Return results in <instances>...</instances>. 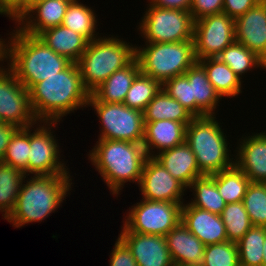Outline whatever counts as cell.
Here are the masks:
<instances>
[{
    "label": "cell",
    "instance_id": "obj_34",
    "mask_svg": "<svg viewBox=\"0 0 266 266\" xmlns=\"http://www.w3.org/2000/svg\"><path fill=\"white\" fill-rule=\"evenodd\" d=\"M161 89L162 84L159 81L140 72L135 77L123 103L132 109L144 112L148 103Z\"/></svg>",
    "mask_w": 266,
    "mask_h": 266
},
{
    "label": "cell",
    "instance_id": "obj_47",
    "mask_svg": "<svg viewBox=\"0 0 266 266\" xmlns=\"http://www.w3.org/2000/svg\"><path fill=\"white\" fill-rule=\"evenodd\" d=\"M263 266H266V238L263 245Z\"/></svg>",
    "mask_w": 266,
    "mask_h": 266
},
{
    "label": "cell",
    "instance_id": "obj_16",
    "mask_svg": "<svg viewBox=\"0 0 266 266\" xmlns=\"http://www.w3.org/2000/svg\"><path fill=\"white\" fill-rule=\"evenodd\" d=\"M119 237L131 250L137 266H175L165 236L121 232Z\"/></svg>",
    "mask_w": 266,
    "mask_h": 266
},
{
    "label": "cell",
    "instance_id": "obj_30",
    "mask_svg": "<svg viewBox=\"0 0 266 266\" xmlns=\"http://www.w3.org/2000/svg\"><path fill=\"white\" fill-rule=\"evenodd\" d=\"M214 182L226 204L243 201L247 187L251 183L235 164L214 174Z\"/></svg>",
    "mask_w": 266,
    "mask_h": 266
},
{
    "label": "cell",
    "instance_id": "obj_46",
    "mask_svg": "<svg viewBox=\"0 0 266 266\" xmlns=\"http://www.w3.org/2000/svg\"><path fill=\"white\" fill-rule=\"evenodd\" d=\"M7 39H1L0 38V64L4 61H8V44H9V41ZM2 61V62H1ZM1 67H4L2 64L0 66Z\"/></svg>",
    "mask_w": 266,
    "mask_h": 266
},
{
    "label": "cell",
    "instance_id": "obj_29",
    "mask_svg": "<svg viewBox=\"0 0 266 266\" xmlns=\"http://www.w3.org/2000/svg\"><path fill=\"white\" fill-rule=\"evenodd\" d=\"M188 188L193 190L194 194V200L191 198L192 200L189 202L192 206L221 215L226 202L217 190L214 174L194 179Z\"/></svg>",
    "mask_w": 266,
    "mask_h": 266
},
{
    "label": "cell",
    "instance_id": "obj_38",
    "mask_svg": "<svg viewBox=\"0 0 266 266\" xmlns=\"http://www.w3.org/2000/svg\"><path fill=\"white\" fill-rule=\"evenodd\" d=\"M202 266H240L237 243L225 241L205 246Z\"/></svg>",
    "mask_w": 266,
    "mask_h": 266
},
{
    "label": "cell",
    "instance_id": "obj_45",
    "mask_svg": "<svg viewBox=\"0 0 266 266\" xmlns=\"http://www.w3.org/2000/svg\"><path fill=\"white\" fill-rule=\"evenodd\" d=\"M19 128L13 124L2 123L0 124V162L4 157L8 143L11 137Z\"/></svg>",
    "mask_w": 266,
    "mask_h": 266
},
{
    "label": "cell",
    "instance_id": "obj_40",
    "mask_svg": "<svg viewBox=\"0 0 266 266\" xmlns=\"http://www.w3.org/2000/svg\"><path fill=\"white\" fill-rule=\"evenodd\" d=\"M223 1L224 0H192L190 13L194 21L208 15L222 13Z\"/></svg>",
    "mask_w": 266,
    "mask_h": 266
},
{
    "label": "cell",
    "instance_id": "obj_39",
    "mask_svg": "<svg viewBox=\"0 0 266 266\" xmlns=\"http://www.w3.org/2000/svg\"><path fill=\"white\" fill-rule=\"evenodd\" d=\"M162 89L195 117V100H191V83L185 74L165 81Z\"/></svg>",
    "mask_w": 266,
    "mask_h": 266
},
{
    "label": "cell",
    "instance_id": "obj_22",
    "mask_svg": "<svg viewBox=\"0 0 266 266\" xmlns=\"http://www.w3.org/2000/svg\"><path fill=\"white\" fill-rule=\"evenodd\" d=\"M140 72L139 61L135 58L93 90L90 93L89 102L123 103L135 77Z\"/></svg>",
    "mask_w": 266,
    "mask_h": 266
},
{
    "label": "cell",
    "instance_id": "obj_33",
    "mask_svg": "<svg viewBox=\"0 0 266 266\" xmlns=\"http://www.w3.org/2000/svg\"><path fill=\"white\" fill-rule=\"evenodd\" d=\"M266 227L252 226L237 242L240 266H263Z\"/></svg>",
    "mask_w": 266,
    "mask_h": 266
},
{
    "label": "cell",
    "instance_id": "obj_28",
    "mask_svg": "<svg viewBox=\"0 0 266 266\" xmlns=\"http://www.w3.org/2000/svg\"><path fill=\"white\" fill-rule=\"evenodd\" d=\"M79 1L72 0L70 2L64 15L62 25L82 35L89 42L100 38L101 36H98V32L96 31L98 29V19L95 10Z\"/></svg>",
    "mask_w": 266,
    "mask_h": 266
},
{
    "label": "cell",
    "instance_id": "obj_26",
    "mask_svg": "<svg viewBox=\"0 0 266 266\" xmlns=\"http://www.w3.org/2000/svg\"><path fill=\"white\" fill-rule=\"evenodd\" d=\"M197 62L204 68L207 78L221 98H232L242 93L241 78L217 57L205 58Z\"/></svg>",
    "mask_w": 266,
    "mask_h": 266
},
{
    "label": "cell",
    "instance_id": "obj_20",
    "mask_svg": "<svg viewBox=\"0 0 266 266\" xmlns=\"http://www.w3.org/2000/svg\"><path fill=\"white\" fill-rule=\"evenodd\" d=\"M188 124L171 120L144 122V138L142 144L147 157H155L162 151L183 144L185 142L186 126ZM153 150L157 151V153Z\"/></svg>",
    "mask_w": 266,
    "mask_h": 266
},
{
    "label": "cell",
    "instance_id": "obj_19",
    "mask_svg": "<svg viewBox=\"0 0 266 266\" xmlns=\"http://www.w3.org/2000/svg\"><path fill=\"white\" fill-rule=\"evenodd\" d=\"M181 222L205 246L228 241L220 215L192 206L182 205Z\"/></svg>",
    "mask_w": 266,
    "mask_h": 266
},
{
    "label": "cell",
    "instance_id": "obj_37",
    "mask_svg": "<svg viewBox=\"0 0 266 266\" xmlns=\"http://www.w3.org/2000/svg\"><path fill=\"white\" fill-rule=\"evenodd\" d=\"M242 202L253 226L266 227V183L251 182Z\"/></svg>",
    "mask_w": 266,
    "mask_h": 266
},
{
    "label": "cell",
    "instance_id": "obj_1",
    "mask_svg": "<svg viewBox=\"0 0 266 266\" xmlns=\"http://www.w3.org/2000/svg\"><path fill=\"white\" fill-rule=\"evenodd\" d=\"M28 94L38 122H60L74 110L88 107L90 97L77 63H71L56 75L34 84Z\"/></svg>",
    "mask_w": 266,
    "mask_h": 266
},
{
    "label": "cell",
    "instance_id": "obj_41",
    "mask_svg": "<svg viewBox=\"0 0 266 266\" xmlns=\"http://www.w3.org/2000/svg\"><path fill=\"white\" fill-rule=\"evenodd\" d=\"M110 255L109 266H137L131 250L120 237L115 241Z\"/></svg>",
    "mask_w": 266,
    "mask_h": 266
},
{
    "label": "cell",
    "instance_id": "obj_5",
    "mask_svg": "<svg viewBox=\"0 0 266 266\" xmlns=\"http://www.w3.org/2000/svg\"><path fill=\"white\" fill-rule=\"evenodd\" d=\"M219 124L216 115H207L194 117L186 126L185 142L194 153L202 175L210 176L234 165L235 155L230 154L228 138Z\"/></svg>",
    "mask_w": 266,
    "mask_h": 266
},
{
    "label": "cell",
    "instance_id": "obj_21",
    "mask_svg": "<svg viewBox=\"0 0 266 266\" xmlns=\"http://www.w3.org/2000/svg\"><path fill=\"white\" fill-rule=\"evenodd\" d=\"M175 266L202 265L205 245L180 222L166 235Z\"/></svg>",
    "mask_w": 266,
    "mask_h": 266
},
{
    "label": "cell",
    "instance_id": "obj_32",
    "mask_svg": "<svg viewBox=\"0 0 266 266\" xmlns=\"http://www.w3.org/2000/svg\"><path fill=\"white\" fill-rule=\"evenodd\" d=\"M26 178L24 172L0 162V212L4 219L13 211L17 197Z\"/></svg>",
    "mask_w": 266,
    "mask_h": 266
},
{
    "label": "cell",
    "instance_id": "obj_8",
    "mask_svg": "<svg viewBox=\"0 0 266 266\" xmlns=\"http://www.w3.org/2000/svg\"><path fill=\"white\" fill-rule=\"evenodd\" d=\"M149 7V8H148ZM138 25L145 43H169L193 40L194 19L190 11L147 5Z\"/></svg>",
    "mask_w": 266,
    "mask_h": 266
},
{
    "label": "cell",
    "instance_id": "obj_15",
    "mask_svg": "<svg viewBox=\"0 0 266 266\" xmlns=\"http://www.w3.org/2000/svg\"><path fill=\"white\" fill-rule=\"evenodd\" d=\"M235 41L266 63V0L259 1L235 19Z\"/></svg>",
    "mask_w": 266,
    "mask_h": 266
},
{
    "label": "cell",
    "instance_id": "obj_31",
    "mask_svg": "<svg viewBox=\"0 0 266 266\" xmlns=\"http://www.w3.org/2000/svg\"><path fill=\"white\" fill-rule=\"evenodd\" d=\"M217 58L227 64L241 79L245 77L242 75L255 70L254 68L266 69V63L261 58L237 41L226 47Z\"/></svg>",
    "mask_w": 266,
    "mask_h": 266
},
{
    "label": "cell",
    "instance_id": "obj_42",
    "mask_svg": "<svg viewBox=\"0 0 266 266\" xmlns=\"http://www.w3.org/2000/svg\"><path fill=\"white\" fill-rule=\"evenodd\" d=\"M30 0H0V14L12 18L15 23L27 11Z\"/></svg>",
    "mask_w": 266,
    "mask_h": 266
},
{
    "label": "cell",
    "instance_id": "obj_36",
    "mask_svg": "<svg viewBox=\"0 0 266 266\" xmlns=\"http://www.w3.org/2000/svg\"><path fill=\"white\" fill-rule=\"evenodd\" d=\"M220 216L230 242L237 243L253 226L242 201L226 204Z\"/></svg>",
    "mask_w": 266,
    "mask_h": 266
},
{
    "label": "cell",
    "instance_id": "obj_35",
    "mask_svg": "<svg viewBox=\"0 0 266 266\" xmlns=\"http://www.w3.org/2000/svg\"><path fill=\"white\" fill-rule=\"evenodd\" d=\"M30 129L19 128L11 137L2 159L3 164L19 169L28 178V155L30 149Z\"/></svg>",
    "mask_w": 266,
    "mask_h": 266
},
{
    "label": "cell",
    "instance_id": "obj_44",
    "mask_svg": "<svg viewBox=\"0 0 266 266\" xmlns=\"http://www.w3.org/2000/svg\"><path fill=\"white\" fill-rule=\"evenodd\" d=\"M153 7L190 11L192 0H148Z\"/></svg>",
    "mask_w": 266,
    "mask_h": 266
},
{
    "label": "cell",
    "instance_id": "obj_17",
    "mask_svg": "<svg viewBox=\"0 0 266 266\" xmlns=\"http://www.w3.org/2000/svg\"><path fill=\"white\" fill-rule=\"evenodd\" d=\"M72 0H32L27 11L16 22L29 35L37 36L43 30L62 25ZM36 15V16H35Z\"/></svg>",
    "mask_w": 266,
    "mask_h": 266
},
{
    "label": "cell",
    "instance_id": "obj_11",
    "mask_svg": "<svg viewBox=\"0 0 266 266\" xmlns=\"http://www.w3.org/2000/svg\"><path fill=\"white\" fill-rule=\"evenodd\" d=\"M56 125H58L57 122L40 121L38 124L36 123V125L31 126L28 176H30V174L70 175L66 163H64L63 159V163L60 161V146L58 145V140L54 138V131L51 130L54 127L56 128ZM32 128H34V131L31 133L33 130Z\"/></svg>",
    "mask_w": 266,
    "mask_h": 266
},
{
    "label": "cell",
    "instance_id": "obj_24",
    "mask_svg": "<svg viewBox=\"0 0 266 266\" xmlns=\"http://www.w3.org/2000/svg\"><path fill=\"white\" fill-rule=\"evenodd\" d=\"M37 37L55 53L72 63H78L89 43L85 37L63 25L43 30Z\"/></svg>",
    "mask_w": 266,
    "mask_h": 266
},
{
    "label": "cell",
    "instance_id": "obj_18",
    "mask_svg": "<svg viewBox=\"0 0 266 266\" xmlns=\"http://www.w3.org/2000/svg\"><path fill=\"white\" fill-rule=\"evenodd\" d=\"M242 138L234 150L237 151L234 164L246 174L250 182L266 183V133L254 132Z\"/></svg>",
    "mask_w": 266,
    "mask_h": 266
},
{
    "label": "cell",
    "instance_id": "obj_6",
    "mask_svg": "<svg viewBox=\"0 0 266 266\" xmlns=\"http://www.w3.org/2000/svg\"><path fill=\"white\" fill-rule=\"evenodd\" d=\"M135 58L136 46L119 39V36H103L90 41L77 63L84 87L91 93Z\"/></svg>",
    "mask_w": 266,
    "mask_h": 266
},
{
    "label": "cell",
    "instance_id": "obj_48",
    "mask_svg": "<svg viewBox=\"0 0 266 266\" xmlns=\"http://www.w3.org/2000/svg\"><path fill=\"white\" fill-rule=\"evenodd\" d=\"M186 266H202V265H186Z\"/></svg>",
    "mask_w": 266,
    "mask_h": 266
},
{
    "label": "cell",
    "instance_id": "obj_13",
    "mask_svg": "<svg viewBox=\"0 0 266 266\" xmlns=\"http://www.w3.org/2000/svg\"><path fill=\"white\" fill-rule=\"evenodd\" d=\"M7 67V68H6ZM0 68V119L18 128L38 123L31 104L28 89L6 66Z\"/></svg>",
    "mask_w": 266,
    "mask_h": 266
},
{
    "label": "cell",
    "instance_id": "obj_23",
    "mask_svg": "<svg viewBox=\"0 0 266 266\" xmlns=\"http://www.w3.org/2000/svg\"><path fill=\"white\" fill-rule=\"evenodd\" d=\"M154 158L187 188L194 179L203 176L197 165L196 157L186 142L162 151Z\"/></svg>",
    "mask_w": 266,
    "mask_h": 266
},
{
    "label": "cell",
    "instance_id": "obj_25",
    "mask_svg": "<svg viewBox=\"0 0 266 266\" xmlns=\"http://www.w3.org/2000/svg\"><path fill=\"white\" fill-rule=\"evenodd\" d=\"M184 74L191 83V100H195V117L216 115L215 110L222 98L207 78L204 68L196 62Z\"/></svg>",
    "mask_w": 266,
    "mask_h": 266
},
{
    "label": "cell",
    "instance_id": "obj_7",
    "mask_svg": "<svg viewBox=\"0 0 266 266\" xmlns=\"http://www.w3.org/2000/svg\"><path fill=\"white\" fill-rule=\"evenodd\" d=\"M136 58L141 72L161 84L184 74L197 62L193 40L136 46Z\"/></svg>",
    "mask_w": 266,
    "mask_h": 266
},
{
    "label": "cell",
    "instance_id": "obj_27",
    "mask_svg": "<svg viewBox=\"0 0 266 266\" xmlns=\"http://www.w3.org/2000/svg\"><path fill=\"white\" fill-rule=\"evenodd\" d=\"M144 122L171 120L190 123L194 116L163 89L148 103L143 112Z\"/></svg>",
    "mask_w": 266,
    "mask_h": 266
},
{
    "label": "cell",
    "instance_id": "obj_14",
    "mask_svg": "<svg viewBox=\"0 0 266 266\" xmlns=\"http://www.w3.org/2000/svg\"><path fill=\"white\" fill-rule=\"evenodd\" d=\"M143 199L184 203L187 187L174 178L154 157H147L138 185Z\"/></svg>",
    "mask_w": 266,
    "mask_h": 266
},
{
    "label": "cell",
    "instance_id": "obj_3",
    "mask_svg": "<svg viewBox=\"0 0 266 266\" xmlns=\"http://www.w3.org/2000/svg\"><path fill=\"white\" fill-rule=\"evenodd\" d=\"M70 175H31L22 182L16 205L5 219L16 228L42 222L57 210L70 194ZM26 181V182H25ZM24 183V184H23Z\"/></svg>",
    "mask_w": 266,
    "mask_h": 266
},
{
    "label": "cell",
    "instance_id": "obj_43",
    "mask_svg": "<svg viewBox=\"0 0 266 266\" xmlns=\"http://www.w3.org/2000/svg\"><path fill=\"white\" fill-rule=\"evenodd\" d=\"M261 0H224L223 13L233 19L245 14Z\"/></svg>",
    "mask_w": 266,
    "mask_h": 266
},
{
    "label": "cell",
    "instance_id": "obj_10",
    "mask_svg": "<svg viewBox=\"0 0 266 266\" xmlns=\"http://www.w3.org/2000/svg\"><path fill=\"white\" fill-rule=\"evenodd\" d=\"M101 122L98 139L121 140L142 144L144 138L143 112L124 103L88 102Z\"/></svg>",
    "mask_w": 266,
    "mask_h": 266
},
{
    "label": "cell",
    "instance_id": "obj_12",
    "mask_svg": "<svg viewBox=\"0 0 266 266\" xmlns=\"http://www.w3.org/2000/svg\"><path fill=\"white\" fill-rule=\"evenodd\" d=\"M235 41V19L225 13L202 17L194 22L196 60L216 58Z\"/></svg>",
    "mask_w": 266,
    "mask_h": 266
},
{
    "label": "cell",
    "instance_id": "obj_9",
    "mask_svg": "<svg viewBox=\"0 0 266 266\" xmlns=\"http://www.w3.org/2000/svg\"><path fill=\"white\" fill-rule=\"evenodd\" d=\"M183 204L142 198L129 208L121 232L165 236L181 222Z\"/></svg>",
    "mask_w": 266,
    "mask_h": 266
},
{
    "label": "cell",
    "instance_id": "obj_4",
    "mask_svg": "<svg viewBox=\"0 0 266 266\" xmlns=\"http://www.w3.org/2000/svg\"><path fill=\"white\" fill-rule=\"evenodd\" d=\"M147 154L143 144L98 139L88 159L113 195H119L126 182L140 183Z\"/></svg>",
    "mask_w": 266,
    "mask_h": 266
},
{
    "label": "cell",
    "instance_id": "obj_2",
    "mask_svg": "<svg viewBox=\"0 0 266 266\" xmlns=\"http://www.w3.org/2000/svg\"><path fill=\"white\" fill-rule=\"evenodd\" d=\"M13 31L8 34L7 65L28 90L72 63L55 53L37 36L22 32L18 27Z\"/></svg>",
    "mask_w": 266,
    "mask_h": 266
}]
</instances>
